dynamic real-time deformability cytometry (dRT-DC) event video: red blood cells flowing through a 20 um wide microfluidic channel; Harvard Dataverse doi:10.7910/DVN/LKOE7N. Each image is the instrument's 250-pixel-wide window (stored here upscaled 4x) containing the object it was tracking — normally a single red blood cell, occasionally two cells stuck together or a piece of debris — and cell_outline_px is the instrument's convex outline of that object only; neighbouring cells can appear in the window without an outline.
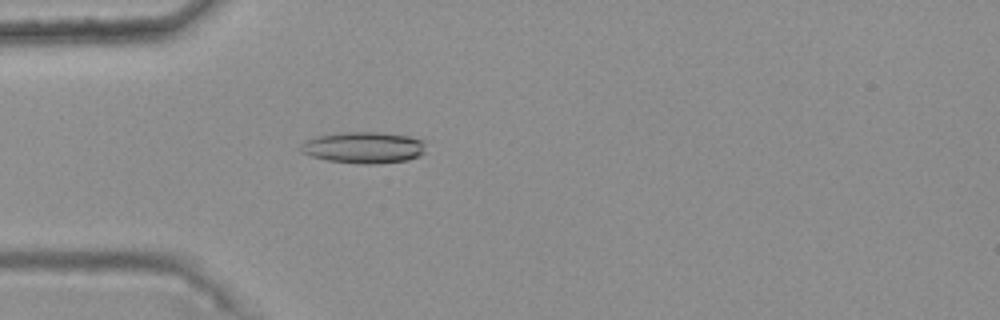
{"species": "common noctule bat (a hibernating species)", "species_latin": "Nyctalus noctula", "temperature_condition": "warm", "stored_images_in_passage": 48, "camera_frame_rate_fps": 3000, "um_per_image_px": 0.085, "animal": {"sex": "female", "body_mass_g": 25.1}, "frame": {"image": 1, "passage_image": 16, "time_ms": 5.0, "image_size_px": [1000, 320], "cell_outline_px": [[424, 152], [420, 156], [408, 160], [376, 164], [364, 164], [328, 160], [312, 156], [300, 152], [300, 144], [304, 140], [316, 136], [340, 132], [380, 132], [408, 136], [424, 140]], "centroid_in_image_um": [30.9, 12.53], "position_along_channel_um": 54.1, "area_um2": 23.06}}
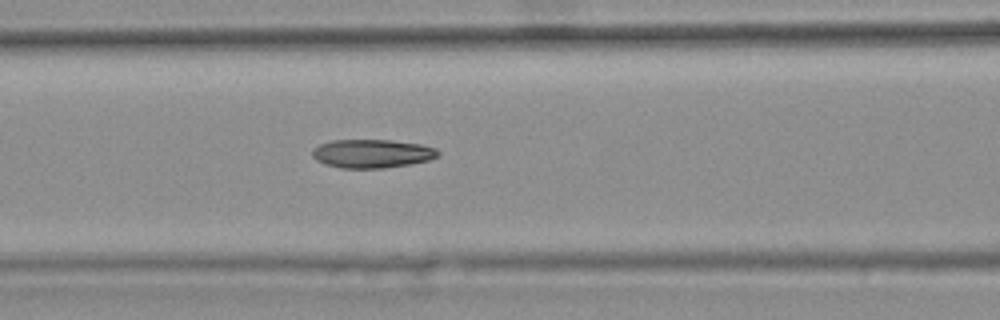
{"frame": {"image": 2, "passage_image": 23, "time_ms": 7.333, "image_size_px": [1000, 320], "cell_outline_px": [[440, 156], [428, 160], [408, 164], [384, 168], [340, 168], [324, 164], [316, 160], [312, 156], [312, 148], [320, 144], [332, 140], [392, 140], [420, 144], [436, 148], [440, 152]], "centroid_in_image_um": [31.61, 13.05], "position_along_channel_um": 135.0, "area_um2": 21.04}}
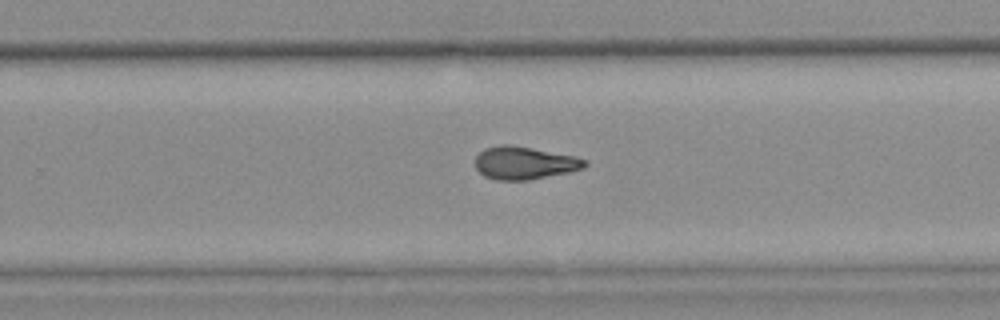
{"frame": {"image": 3, "passage_image": 35, "time_ms": 11.333, "image_size_px": [1000, 320], "cell_outline_px": [[588, 164], [584, 168], [568, 172], [528, 180], [496, 180], [484, 176], [476, 168], [476, 156], [484, 148], [500, 144], [508, 144], [532, 148], [572, 156], [588, 160]], "centroid_in_image_um": [44.55, 13.85], "position_along_channel_um": 285.2, "area_um2": 20.81}, "authors_computed_cell_mechanics": {"area_um2": 21.1548, "velocity_mm_per_s": 3.7609, "shape_relaxation_time_tau1_ms": null, "shape_relaxation_time_tau2_ms": 2.4415, "deformation_change_tau1": null, "deformation_change_tau2": 0.0965}}